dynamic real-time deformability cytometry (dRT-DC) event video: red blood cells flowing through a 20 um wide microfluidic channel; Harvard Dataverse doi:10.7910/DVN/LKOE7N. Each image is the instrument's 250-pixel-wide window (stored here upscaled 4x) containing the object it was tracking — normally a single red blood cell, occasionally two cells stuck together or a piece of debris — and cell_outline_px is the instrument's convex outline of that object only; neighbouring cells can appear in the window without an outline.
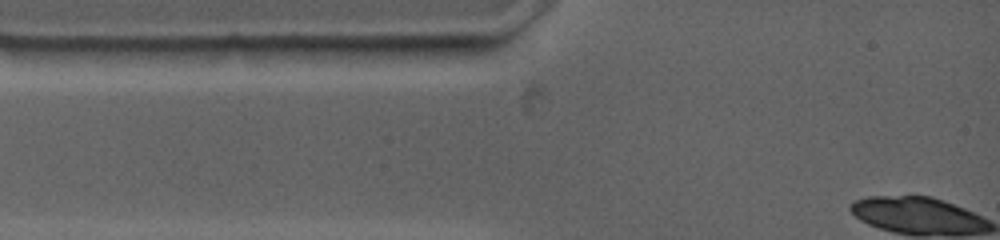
{"species": "common noctule bat (a hibernating species)", "species_latin": "Nyctalus noctula", "temperature_condition": "warm", "stored_images_in_passage": 1, "camera_frame_rate_fps": 4500, "um_per_image_px": 0.085, "animal": {"sex": "female", "body_mass_g": 19.0, "forearm_length_mm": 53.3}, "frame": {"image": 1, "passage_image": 1, "time_ms": 0.0, "image_size_px": [1000, 240], "cell_outline_px": [[472, 48], [420, 64], [372, 64], [332, 56], [312, 48], [396, 44], [472, 44]], "centroid_in_image_um": [33.6, 4.49], "position_along_channel_um": 51.4, "area_um2": 16.01}}